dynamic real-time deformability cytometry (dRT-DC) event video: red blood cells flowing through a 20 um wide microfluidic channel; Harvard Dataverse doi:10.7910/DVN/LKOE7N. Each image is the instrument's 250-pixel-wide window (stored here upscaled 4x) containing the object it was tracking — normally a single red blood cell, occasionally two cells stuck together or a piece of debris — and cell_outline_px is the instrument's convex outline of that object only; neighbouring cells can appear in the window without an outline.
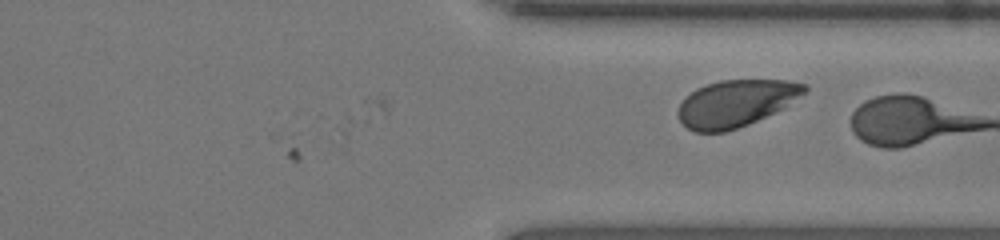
{"species": "human", "species_latin": "Homo sapiens", "temperature_condition": "room temperature", "stored_images_in_passage": 25, "camera_frame_rate_fps": 3000, "um_per_image_px": 0.085, "donor": {"sex": "female"}, "frame": {"image": 1, "passage_image": 25, "time_ms": 8.0, "image_size_px": [1000, 240], "cell_outline_px": [[808, 88], [804, 92], [784, 108], [748, 124], [724, 132], [696, 132], [688, 128], [680, 120], [680, 104], [696, 88], [720, 80], [788, 80], [808, 84]], "centroid_in_image_um": [62.59, 8.77], "position_along_channel_um": 348.8, "area_um2": 33.99}}